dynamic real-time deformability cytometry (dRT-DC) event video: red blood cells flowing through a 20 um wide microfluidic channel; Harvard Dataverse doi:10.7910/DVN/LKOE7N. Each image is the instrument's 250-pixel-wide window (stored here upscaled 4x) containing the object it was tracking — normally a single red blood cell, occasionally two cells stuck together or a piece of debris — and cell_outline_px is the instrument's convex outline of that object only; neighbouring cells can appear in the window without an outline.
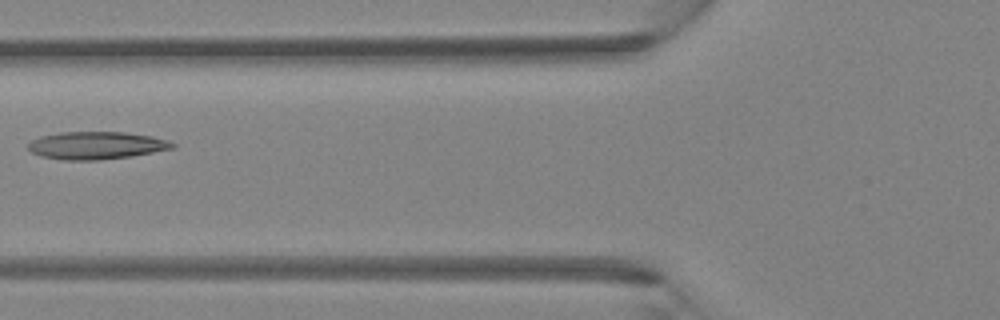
{"species": "Egyptian fruit bat (a non-hibernating species)", "species_latin": "Rousettus aegyptiacus", "temperature_condition": "room temperature", "stored_images_in_passage": 4, "camera_frame_rate_fps": 3000, "um_per_image_px": 0.085, "animal": {"sex": "female"}, "frame": {"image": 1, "passage_image": 4, "time_ms": 1.0, "image_size_px": [1000, 320], "cell_outline_px": [[176, 148], [132, 156], [100, 160], [64, 160], [40, 156], [32, 152], [28, 148], [28, 144], [32, 140], [40, 136], [60, 132], [124, 132], [152, 136], [168, 140], [176, 144]], "centroid_in_image_um": [8.21, 12.36], "position_along_channel_um": 117.6, "area_um2": 23.35}}